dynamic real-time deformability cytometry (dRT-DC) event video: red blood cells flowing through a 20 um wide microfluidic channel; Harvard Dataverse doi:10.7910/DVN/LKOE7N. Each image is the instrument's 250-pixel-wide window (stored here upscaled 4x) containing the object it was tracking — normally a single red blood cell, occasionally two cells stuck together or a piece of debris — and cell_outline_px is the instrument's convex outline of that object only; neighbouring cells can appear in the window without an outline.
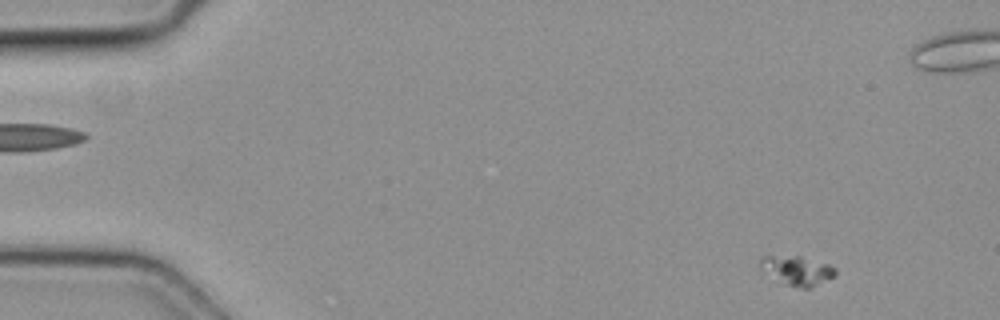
{"species": "common noctule bat (a hibernating species)", "species_latin": "Nyctalus noctula", "temperature_condition": "cold", "stored_images_in_passage": 4, "camera_frame_rate_fps": 3000, "um_per_image_px": 0.085, "animal": {"sex": "female", "body_mass_g": 19.3, "forearm_length_mm": 54.1}, "frame": {"image": 1, "passage_image": 4, "time_ms": 1.0, "image_size_px": [1000, 320], "cell_outline_px": [[836, 276], [812, 288], [804, 288], [788, 284], [764, 272], [760, 268], [760, 256], [800, 256], [828, 264], [836, 268]], "centroid_in_image_um": [67.79, 22.98], "position_along_channel_um": 17.2, "area_um2": 12.66}}